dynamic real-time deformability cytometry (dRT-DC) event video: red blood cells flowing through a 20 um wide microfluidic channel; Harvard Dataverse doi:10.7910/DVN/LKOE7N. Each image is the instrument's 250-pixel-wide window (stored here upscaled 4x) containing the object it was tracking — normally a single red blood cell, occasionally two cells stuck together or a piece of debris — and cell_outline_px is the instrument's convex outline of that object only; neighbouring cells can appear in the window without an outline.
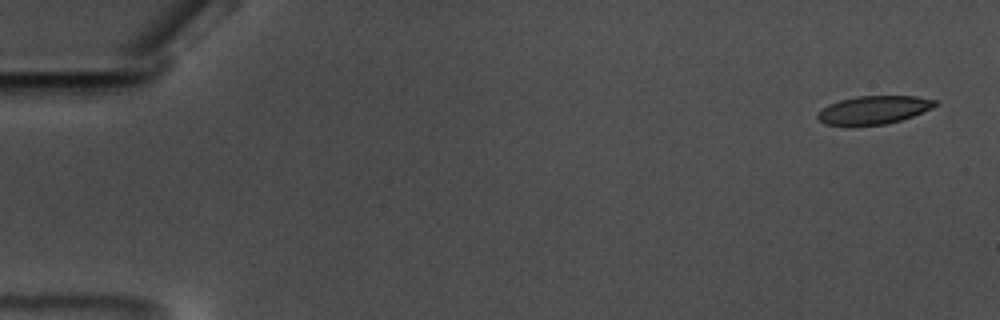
{"species": "common noctule bat (a hibernating species)", "species_latin": "Nyctalus noctula", "temperature_condition": "warm", "stored_images_in_passage": 60, "camera_frame_rate_fps": 3000, "um_per_image_px": 0.085, "animal": {"sex": "male", "body_mass_g": 17.5, "forearm_length_mm": 52.3}, "frame": {"image": 1, "passage_image": 3, "time_ms": 0.667, "image_size_px": [1000, 320], "cell_outline_px": [[940, 104], [932, 108], [912, 116], [900, 120], [884, 124], [848, 128], [824, 124], [816, 116], [828, 104], [840, 100], [856, 96], [916, 96], [936, 100]], "centroid_in_image_um": [74.24, 9.37], "position_along_channel_um": 10.8, "area_um2": 19.77}}
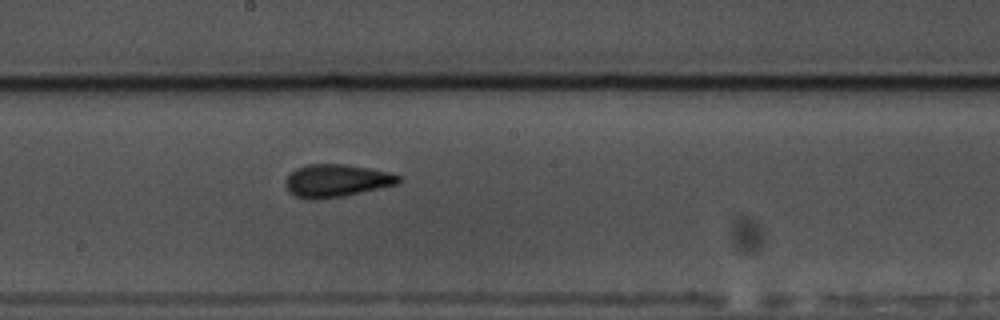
{"frame": {"image": 2, "passage_image": 33, "time_ms": 10.667, "image_size_px": [1000, 320], "cell_outline_px": [[404, 176], [396, 184], [344, 196], [316, 200], [308, 200], [296, 196], [288, 192], [284, 184], [288, 176], [296, 168], [308, 164], [348, 164], [388, 172]], "centroid_in_image_um": [28.57, 15.36], "position_along_channel_um": 219.6, "area_um2": 21.62}}
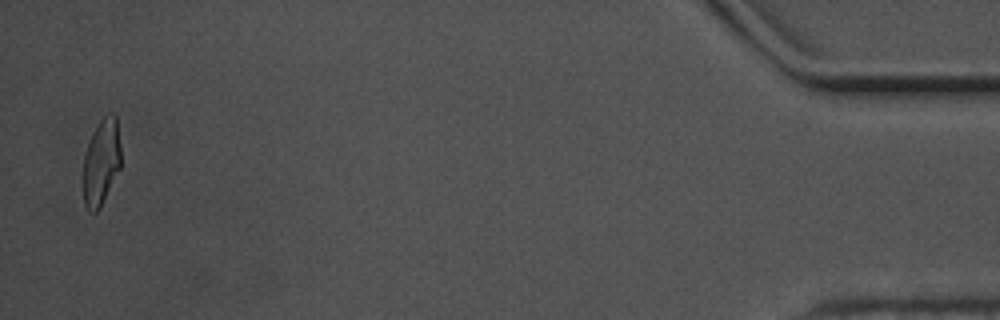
{"frame": {"image": 3, "passage_image": 58, "time_ms": 19.0, "image_size_px": [1000, 320], "cell_outline_px": [[120, 168], [100, 208], [96, 212], [92, 212], [84, 204], [84, 156], [92, 132], [96, 124], [104, 116], [112, 112], [116, 116], [120, 148]], "centroid_in_image_um": [8.61, 13.75], "position_along_channel_um": 426.6, "area_um2": 18.73}}